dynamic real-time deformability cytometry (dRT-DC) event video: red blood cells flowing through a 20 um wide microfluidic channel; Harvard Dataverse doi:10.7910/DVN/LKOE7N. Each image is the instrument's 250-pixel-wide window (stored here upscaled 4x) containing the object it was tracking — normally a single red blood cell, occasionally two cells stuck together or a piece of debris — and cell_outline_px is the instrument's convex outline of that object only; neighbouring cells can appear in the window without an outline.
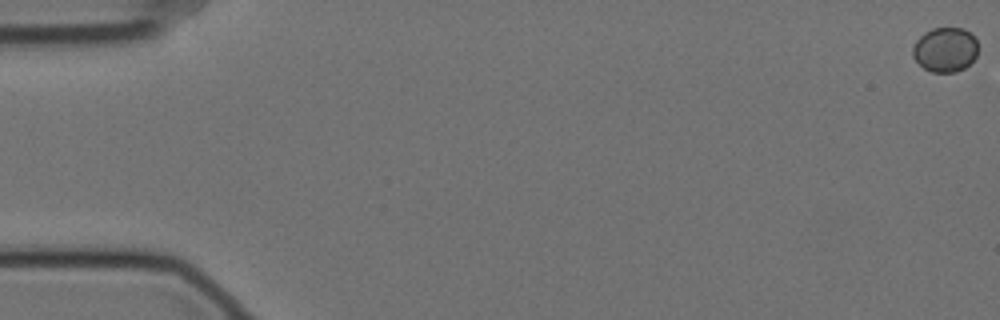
{"species": "Egyptian fruit bat (a non-hibernating species)", "species_latin": "Rousettus aegyptiacus", "temperature_condition": "cold", "stored_images_in_passage": 56, "camera_frame_rate_fps": 3000, "um_per_image_px": 0.085, "animal": {"sex": "female"}, "frame": {"image": 1, "passage_image": 1, "time_ms": 0.0, "image_size_px": [1000, 320], "cell_outline_px": [[976, 56], [964, 68], [956, 72], [932, 72], [924, 68], [912, 56], [912, 48], [916, 40], [924, 32], [932, 28], [964, 28], [976, 40]], "centroid_in_image_um": [80.3, 4.22], "position_along_channel_um": 4.7, "area_um2": 16.82}}
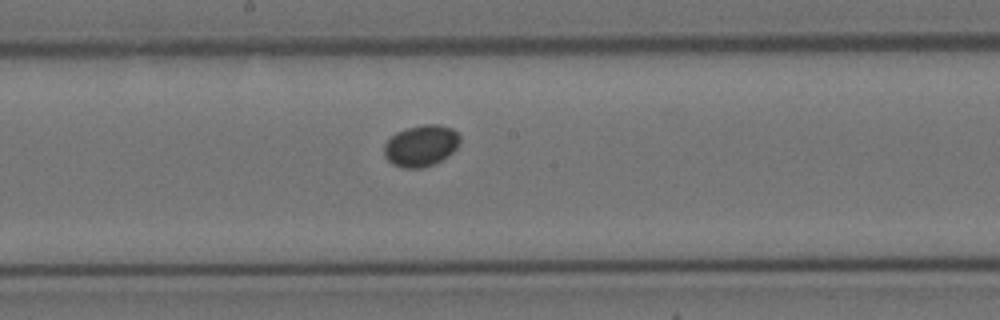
{"frame": {"image": 2, "passage_image": 32, "time_ms": 10.333, "image_size_px": [1000, 320], "cell_outline_px": [[460, 140], [456, 148], [448, 156], [432, 164], [420, 168], [404, 168], [392, 164], [384, 156], [384, 144], [396, 132], [408, 128], [424, 124], [440, 124], [452, 128], [460, 136]], "centroid_in_image_um": [35.78, 12.38], "position_along_channel_um": 212.4, "area_um2": 18.21}}
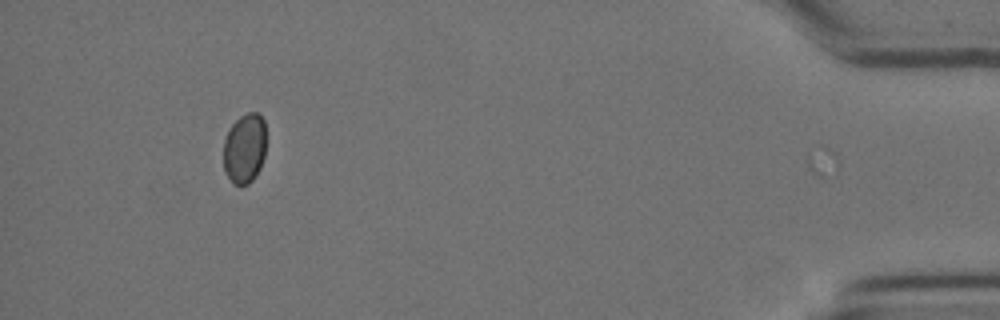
{"frame": {"image": 3, "passage_image": 55, "time_ms": 18.0, "image_size_px": [1000, 320], "cell_outline_px": [[264, 156], [260, 168], [252, 180], [248, 184], [240, 188], [232, 184], [224, 168], [224, 140], [232, 124], [240, 116], [248, 112], [256, 112], [264, 120]], "centroid_in_image_um": [20.77, 12.65], "position_along_channel_um": 414.4, "area_um2": 17.34}}